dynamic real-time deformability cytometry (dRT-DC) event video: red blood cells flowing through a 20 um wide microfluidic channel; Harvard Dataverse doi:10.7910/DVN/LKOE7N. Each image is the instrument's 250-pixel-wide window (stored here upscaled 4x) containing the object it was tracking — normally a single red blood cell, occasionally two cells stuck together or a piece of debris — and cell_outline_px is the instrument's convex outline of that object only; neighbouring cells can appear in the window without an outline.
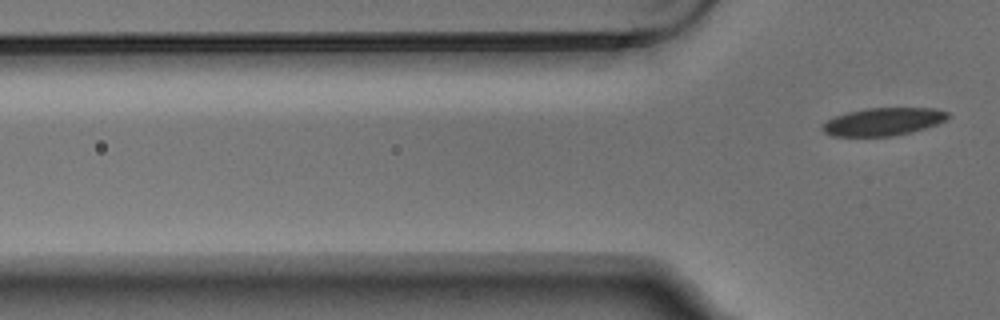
{"species": "Egyptian fruit bat (a non-hibernating species)", "species_latin": "Rousettus aegyptiacus", "temperature_condition": "warm", "stored_images_in_passage": 5, "segment_of_instrument_passage": [2, 2], "camera_frame_rate_fps": 3000, "um_per_image_px": 0.085, "animal": {"sex": "male"}, "frame": {"image": 1, "passage_image": 5, "time_ms": 1.333, "image_size_px": [1000, 320], "cell_outline_px": [[948, 116], [944, 120], [936, 124], [912, 132], [892, 136], [832, 136], [824, 132], [820, 128], [820, 124], [836, 116], [848, 112], [864, 108], [932, 108], [948, 112]], "centroid_in_image_um": [75.01, 10.34], "position_along_channel_um": 50.8, "area_um2": 20.23}}